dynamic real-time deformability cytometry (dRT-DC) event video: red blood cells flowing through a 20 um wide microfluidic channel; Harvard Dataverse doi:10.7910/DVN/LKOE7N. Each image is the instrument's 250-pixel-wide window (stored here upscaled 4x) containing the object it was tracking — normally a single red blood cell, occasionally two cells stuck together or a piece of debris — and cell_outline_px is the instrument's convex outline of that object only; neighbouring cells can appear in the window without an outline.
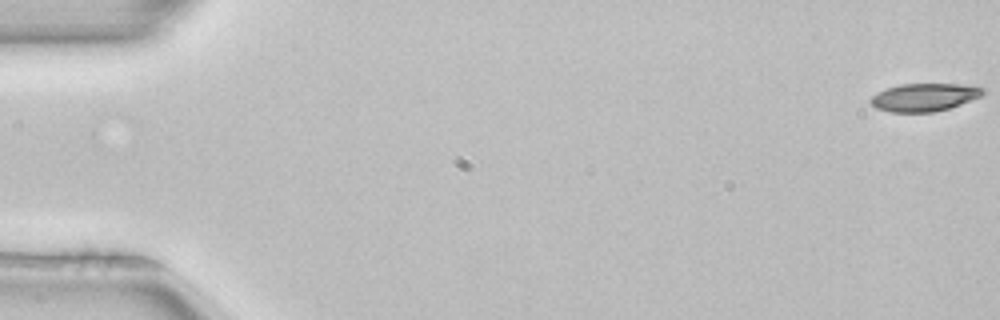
{"species": "common noctule bat (a hibernating species)", "species_latin": "Nyctalus noctula", "temperature_condition": "room temperature", "stored_images_in_passage": 52, "camera_frame_rate_fps": 3000, "um_per_image_px": 0.085, "animal": {"sex": "female", "body_mass_g": 22.7, "forearm_length_mm": 54.2}, "frame": {"image": 1, "passage_image": 1, "time_ms": 0.0, "image_size_px": [1000, 320], "cell_outline_px": [[984, 92], [980, 96], [960, 104], [948, 108], [932, 112], [892, 112], [876, 108], [868, 100], [876, 92], [900, 84], [956, 84], [984, 88]], "centroid_in_image_um": [78.51, 8.27], "position_along_channel_um": 6.5, "area_um2": 17.98}}
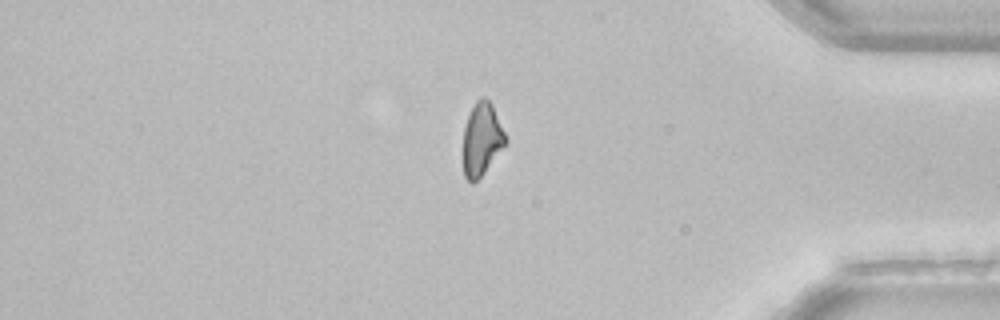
{"frame": {"image": 2, "passage_image": 44, "time_ms": 14.333, "image_size_px": [1000, 320], "cell_outline_px": [[508, 140], [480, 176], [472, 184], [464, 176], [464, 128], [468, 116], [476, 100], [480, 96], [484, 96], [492, 104]], "centroid_in_image_um": [40.95, 11.79], "position_along_channel_um": 394.3, "area_um2": 17.51}}
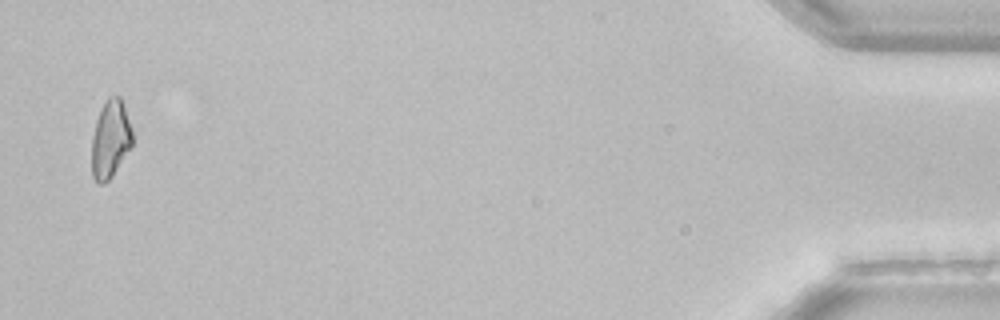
{"frame": {"image": 3, "passage_image": 51, "time_ms": 16.667, "image_size_px": [1000, 320], "cell_outline_px": [[132, 144], [112, 176], [104, 184], [100, 184], [92, 176], [92, 136], [96, 120], [108, 96], [120, 96], [124, 104], [132, 132]], "centroid_in_image_um": [9.37, 11.82], "position_along_channel_um": 425.8, "area_um2": 18.15}, "authors_computed_cell_mechanics": {"area_um2": 19.1318, "velocity_mm_per_s": 4.0113, "shape_relaxation_time_tau1_ms": 6.1929, "shape_relaxation_time_tau2_ms": null, "deformation_change_tau1": 0.1653, "deformation_change_tau2": null}}